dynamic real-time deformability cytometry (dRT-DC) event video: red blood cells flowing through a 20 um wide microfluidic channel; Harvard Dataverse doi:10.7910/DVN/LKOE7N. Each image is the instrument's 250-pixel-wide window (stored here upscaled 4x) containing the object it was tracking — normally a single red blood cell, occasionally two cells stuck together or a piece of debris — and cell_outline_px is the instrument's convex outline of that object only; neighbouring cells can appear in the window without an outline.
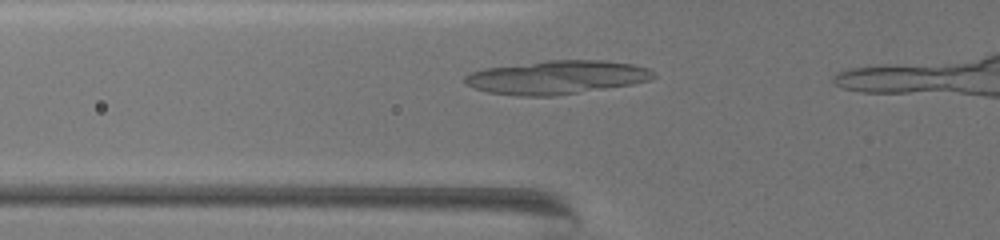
{"species": "common noctule bat (a hibernating species)", "species_latin": "Nyctalus noctula", "temperature_condition": "warm", "stored_images_in_passage": 50, "camera_frame_rate_fps": 3000, "um_per_image_px": 0.085, "animal": {"sex": "female", "body_mass_g": 19.5, "forearm_length_mm": 54.1}, "frame": {"image": 1, "passage_image": 16, "time_ms": 5.0, "image_size_px": [1000, 240], "cell_outline_px": [[656, 76], [652, 80], [632, 84], [552, 96], [520, 96], [488, 92], [472, 88], [464, 84], [464, 76], [468, 72], [484, 68], [544, 60], [604, 60], [636, 64], [648, 68]], "centroid_in_image_um": [47.28, 6.56], "position_along_channel_um": 78.5, "area_um2": 37.22}}
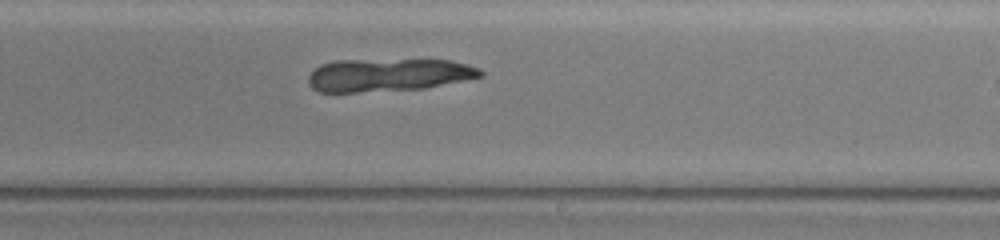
{"frame": {"image": 2, "passage_image": 34, "time_ms": 11.0, "image_size_px": [1000, 240], "cell_outline_px": [[484, 76], [424, 88], [356, 92], [320, 92], [312, 88], [308, 84], [308, 76], [320, 64], [336, 60], [452, 60], [468, 64], [480, 68], [484, 72]], "centroid_in_image_um": [33.01, 6.36], "position_along_channel_um": 256.0, "area_um2": 32.95}}
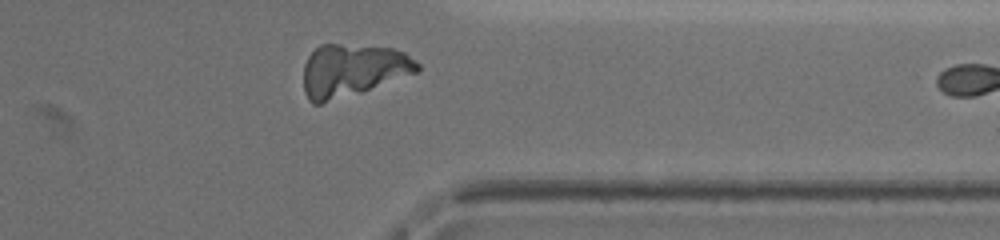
{"frame": {"image": 3, "passage_image": 47, "time_ms": 15.333, "image_size_px": [1000, 240], "cell_outline_px": [[420, 68], [416, 72], [360, 92], [320, 104], [312, 104], [308, 100], [304, 92], [304, 64], [308, 56], [320, 44], [340, 44], [392, 48], [404, 52], [420, 64]], "centroid_in_image_um": [29.93, 5.96], "position_along_channel_um": 381.5, "area_um2": 34.51}}